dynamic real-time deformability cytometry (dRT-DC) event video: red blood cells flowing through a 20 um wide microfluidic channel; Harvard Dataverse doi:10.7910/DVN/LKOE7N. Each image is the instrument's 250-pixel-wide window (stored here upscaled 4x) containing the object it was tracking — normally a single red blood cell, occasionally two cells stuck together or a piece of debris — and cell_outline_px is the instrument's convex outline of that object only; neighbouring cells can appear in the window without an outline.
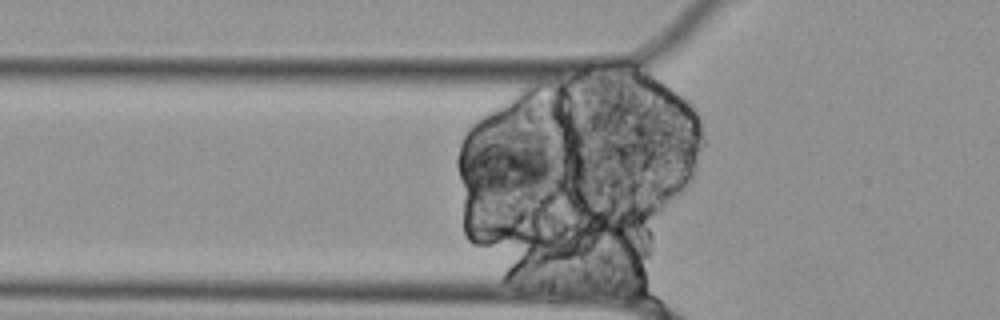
{"species": "Egyptian fruit bat (a non-hibernating species)", "species_latin": "Rousettus aegyptiacus", "temperature_condition": "cold", "stored_images_in_passage": 43, "segment_of_instrument_passage": [2, 3], "camera_frame_rate_fps": 3000, "um_per_image_px": 0.085, "animal": {"sex": "female"}, "frame": {"image": 1, "passage_image": 5, "time_ms": 1.333, "image_size_px": [1000, 320], "cell_outline_px": [[564, 172], [532, 196], [468, 192], [464, 188], [460, 180], [456, 168], [456, 156], [468, 132], [476, 124], [564, 156]], "centroid_in_image_um": [42.92, 13.96], "position_along_channel_um": 82.9, "area_um2": 39.19}}